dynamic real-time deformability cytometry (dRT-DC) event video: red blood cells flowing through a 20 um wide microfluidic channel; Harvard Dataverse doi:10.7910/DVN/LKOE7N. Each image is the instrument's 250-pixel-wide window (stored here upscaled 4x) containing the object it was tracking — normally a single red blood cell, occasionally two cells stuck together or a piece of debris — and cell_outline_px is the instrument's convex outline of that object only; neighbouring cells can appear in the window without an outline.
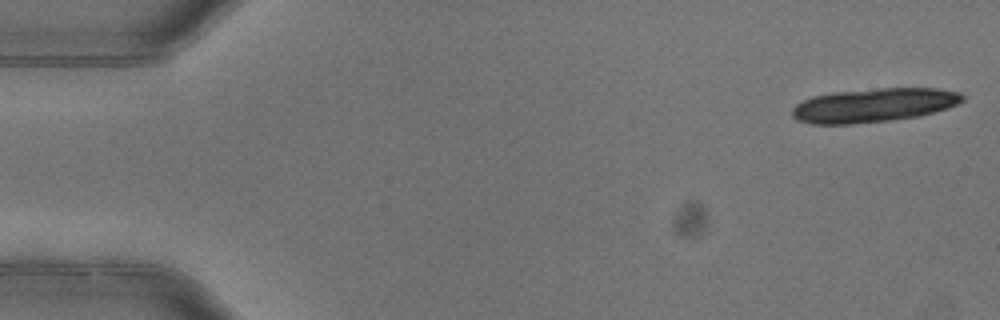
{"species": "common noctule bat (a hibernating species)", "species_latin": "Nyctalus noctula", "temperature_condition": "warm", "stored_images_in_passage": 3, "camera_frame_rate_fps": 3000, "um_per_image_px": 0.085, "animal": {"sex": "female"}, "frame": {"image": 1, "passage_image": 1, "time_ms": 0.0, "image_size_px": [1000, 320], "cell_outline_px": [[964, 100], [960, 104], [948, 108], [916, 116], [888, 120], [848, 124], [812, 124], [796, 120], [792, 116], [792, 108], [796, 104], [812, 96], [836, 92], [884, 88], [936, 88], [960, 92], [964, 96]], "centroid_in_image_um": [74.27, 8.94], "position_along_channel_um": 10.7, "area_um2": 33.41}}